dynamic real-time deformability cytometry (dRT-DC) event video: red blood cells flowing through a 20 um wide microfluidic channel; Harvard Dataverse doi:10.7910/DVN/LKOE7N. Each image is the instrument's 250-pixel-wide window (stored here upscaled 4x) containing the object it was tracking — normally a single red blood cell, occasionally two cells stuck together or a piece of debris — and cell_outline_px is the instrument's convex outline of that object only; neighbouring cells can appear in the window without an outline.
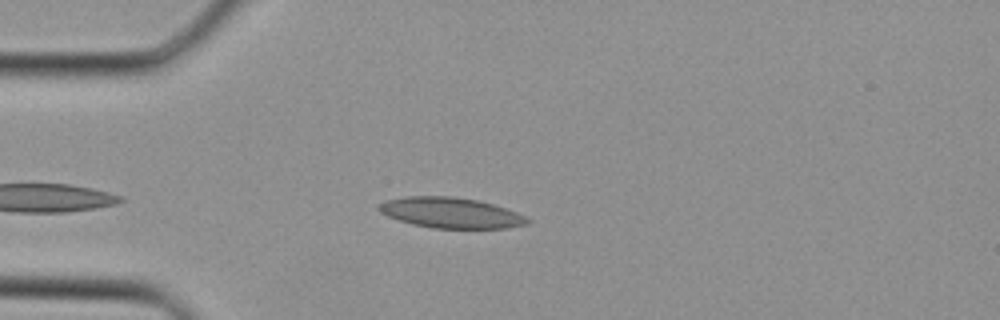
{"species": "Egyptian fruit bat (a non-hibernating species)", "species_latin": "Rousettus aegyptiacus", "temperature_condition": "cold", "stored_images_in_passage": 29, "camera_frame_rate_fps": 3000, "um_per_image_px": 0.085, "animal": {"sex": "female"}, "frame": {"image": 1, "passage_image": 3, "time_ms": 0.667, "image_size_px": [1000, 320], "cell_outline_px": [[532, 220], [528, 224], [508, 228], [432, 228], [412, 224], [388, 216], [380, 212], [376, 208], [384, 200], [404, 196], [452, 196], [476, 200], [492, 204], [516, 212]], "centroid_in_image_um": [38.29, 18.08], "position_along_channel_um": 46.7, "area_um2": 26.41}}
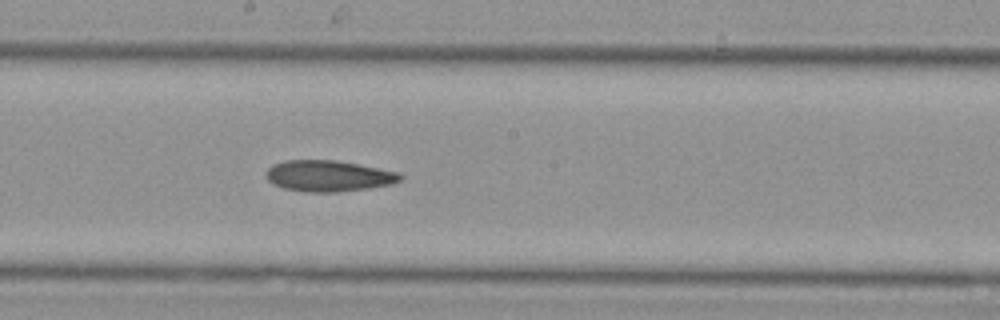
{"frame": {"image": 2, "passage_image": 14, "time_ms": 4.333, "image_size_px": [1000, 320], "cell_outline_px": [[404, 176], [400, 180], [392, 184], [368, 188], [336, 192], [308, 192], [284, 188], [272, 184], [268, 180], [268, 168], [272, 164], [284, 160], [336, 160], [400, 172]], "centroid_in_image_um": [27.94, 14.95], "position_along_channel_um": 220.3, "area_um2": 24.28}}
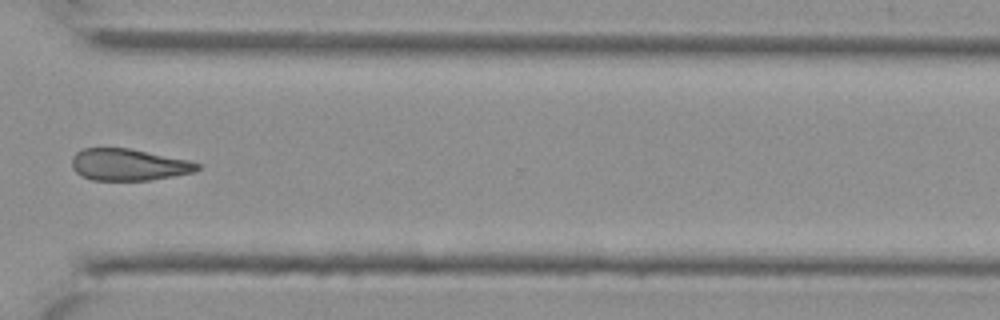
{"frame": {"image": 3, "passage_image": 22, "time_ms": 7.0, "image_size_px": [1000, 320], "cell_outline_px": [[200, 168], [196, 172], [148, 180], [92, 180], [76, 172], [72, 168], [72, 156], [76, 152], [84, 148], [128, 148], [188, 160], [200, 164]], "centroid_in_image_um": [10.92, 14.0], "position_along_channel_um": 359.7, "area_um2": 23.06}}